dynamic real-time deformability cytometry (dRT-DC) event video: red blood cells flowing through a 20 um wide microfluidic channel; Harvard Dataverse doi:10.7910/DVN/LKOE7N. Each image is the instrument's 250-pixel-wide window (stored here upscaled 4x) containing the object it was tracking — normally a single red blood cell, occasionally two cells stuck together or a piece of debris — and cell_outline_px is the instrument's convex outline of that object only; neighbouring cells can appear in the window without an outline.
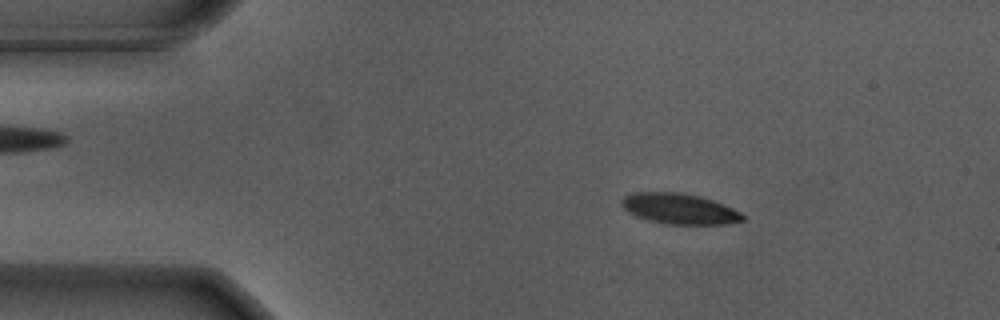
{"species": "Egyptian fruit bat (a non-hibernating species)", "species_latin": "Rousettus aegyptiacus", "temperature_condition": "warm", "stored_images_in_passage": 55, "camera_frame_rate_fps": 3000, "um_per_image_px": 0.085, "animal": {"sex": "male"}, "frame": {"image": 1, "passage_image": 9, "time_ms": 2.667, "image_size_px": [1000, 320], "cell_outline_px": [[748, 216], [744, 220], [728, 224], [668, 224], [648, 220], [636, 216], [628, 212], [620, 204], [620, 200], [624, 196], [632, 192], [680, 192], [712, 200], [732, 208]], "centroid_in_image_um": [57.73, 17.75], "position_along_channel_um": 27.3, "area_um2": 21.62}}
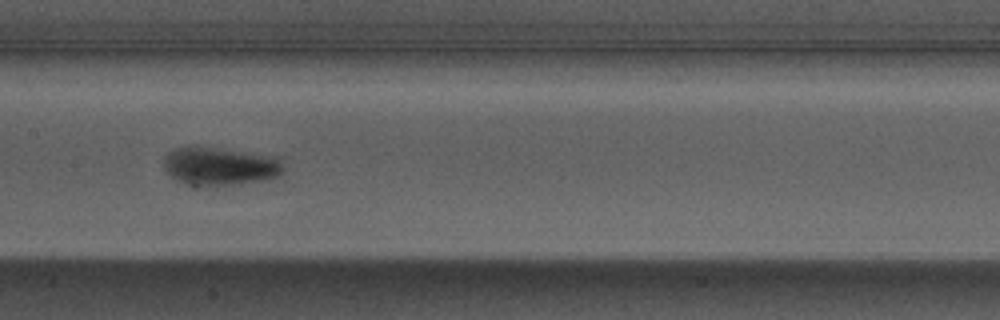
{"frame": {"image": 2, "passage_image": 27, "time_ms": 8.667, "image_size_px": [1000, 320], "cell_outline_px": [[284, 172], [268, 180], [240, 184], [196, 188], [192, 188], [176, 180], [164, 168], [164, 156], [168, 152], [176, 148], [192, 144], [280, 156], [284, 168]], "centroid_in_image_um": [18.7, 14.13], "position_along_channel_um": 188.7, "area_um2": 28.03}}
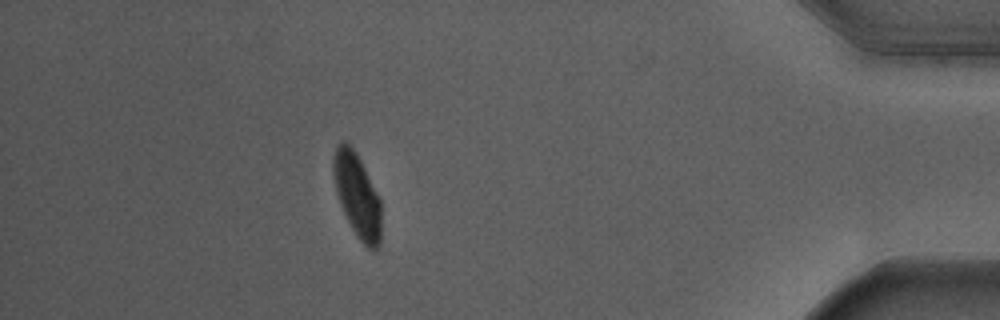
{"frame": {"image": 3, "passage_image": 49, "time_ms": 16.0, "image_size_px": [1000, 320], "cell_outline_px": [[380, 244], [376, 248], [368, 248], [356, 236], [340, 204], [336, 192], [332, 172], [332, 156], [336, 148], [344, 140], [356, 152], [380, 196]], "centroid_in_image_um": [30.35, 16.58], "position_along_channel_um": 404.9, "area_um2": 23.29}, "authors_computed_cell_mechanics": {"area_um2": 23.7558, "velocity_mm_per_s": 3.6728, "shape_relaxation_time_tau1_ms": 2.1896, "shape_relaxation_time_tau2_ms": null, "deformation_change_tau1": 0.1552, "deformation_change_tau2": null}}